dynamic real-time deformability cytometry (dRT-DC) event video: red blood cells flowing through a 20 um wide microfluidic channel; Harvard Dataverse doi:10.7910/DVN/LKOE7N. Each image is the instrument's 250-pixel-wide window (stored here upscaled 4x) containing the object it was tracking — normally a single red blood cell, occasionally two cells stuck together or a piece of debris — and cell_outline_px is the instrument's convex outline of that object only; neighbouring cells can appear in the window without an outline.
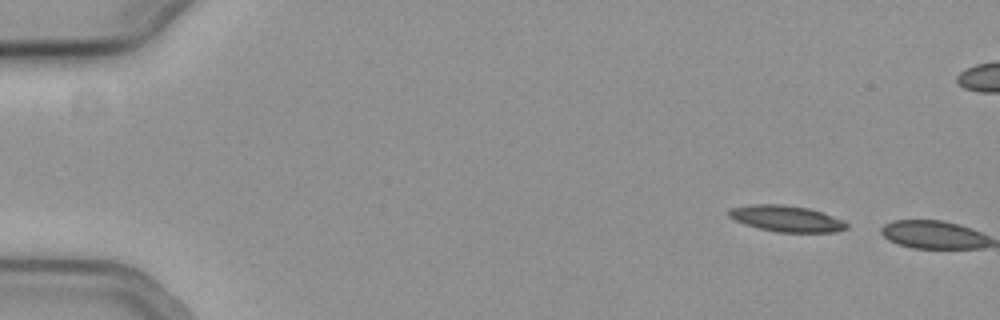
{"species": "common noctule bat (a hibernating species)", "species_latin": "Nyctalus noctula", "temperature_condition": "cold", "stored_images_in_passage": 2, "camera_frame_rate_fps": 3000, "um_per_image_px": 0.085, "animal": {"sex": "female", "body_mass_g": 19.3, "forearm_length_mm": 54.1}, "frame": {"image": 1, "passage_image": 1, "time_ms": 0.0, "image_size_px": [1000, 320], "cell_outline_px": [[848, 228], [836, 232], [776, 232], [744, 224], [728, 216], [728, 208], [748, 204], [780, 204], [808, 208], [844, 220], [848, 224]], "centroid_in_image_um": [66.82, 18.58], "position_along_channel_um": 18.2, "area_um2": 17.98}}